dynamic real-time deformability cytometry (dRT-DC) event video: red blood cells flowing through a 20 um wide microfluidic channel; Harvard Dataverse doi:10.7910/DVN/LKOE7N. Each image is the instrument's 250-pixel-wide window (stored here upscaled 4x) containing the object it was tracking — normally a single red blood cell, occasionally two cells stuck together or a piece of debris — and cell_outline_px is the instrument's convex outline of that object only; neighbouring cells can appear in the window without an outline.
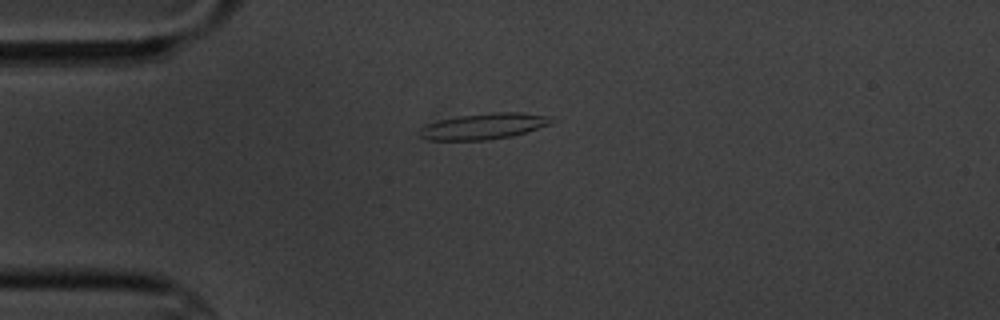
{"species": "common noctule bat (a hibernating species)", "species_latin": "Nyctalus noctula", "temperature_condition": "cold", "stored_images_in_passage": 6, "camera_frame_rate_fps": 3000, "um_per_image_px": 0.085, "animal": {"sex": "male", "body_mass_g": 20.1, "forearm_length_mm": 53.5}, "frame": {"image": 1, "passage_image": 1, "time_ms": 0.0, "image_size_px": [1000, 320], "cell_outline_px": [[552, 124], [512, 136], [484, 140], [428, 140], [416, 136], [416, 132], [420, 128], [428, 124], [440, 120], [460, 116], [492, 112], [520, 112], [548, 116], [552, 120]], "centroid_in_image_um": [41.07, 10.74], "position_along_channel_um": 43.9, "area_um2": 19.94}}
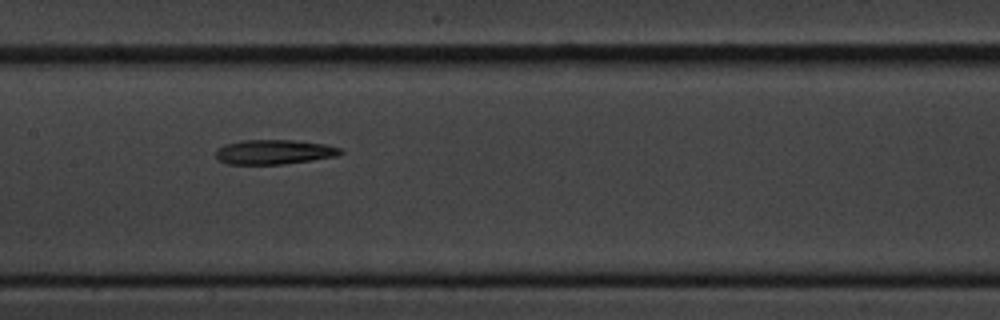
{"frame": {"image": 2, "passage_image": 5, "time_ms": 4.667, "image_size_px": [1000, 320], "cell_outline_px": [[344, 152], [336, 156], [312, 160], [284, 164], [228, 164], [220, 160], [216, 156], [216, 148], [224, 144], [240, 140], [292, 140], [324, 144], [340, 148]], "centroid_in_image_um": [23.27, 12.91], "position_along_channel_um": 184.1, "area_um2": 17.86}}
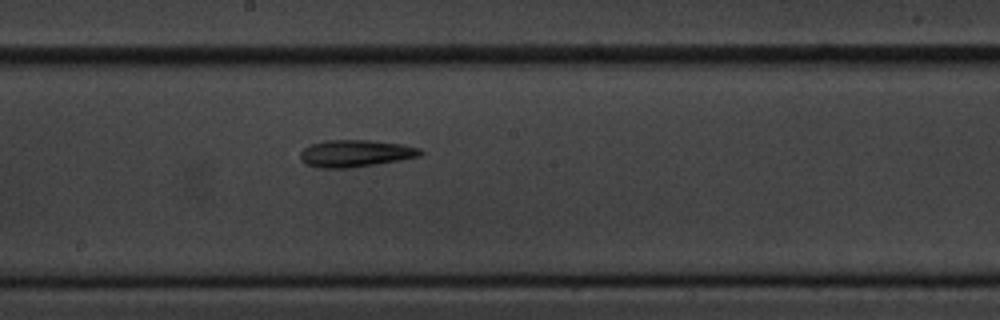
{"frame": {"image": 3, "passage_image": 6, "time_ms": 5.667, "image_size_px": [1000, 320], "cell_outline_px": [[424, 152], [420, 156], [400, 160], [352, 168], [316, 168], [304, 164], [300, 160], [300, 152], [308, 144], [324, 140], [372, 140], [404, 144], [420, 148]], "centroid_in_image_um": [30.18, 13.04], "position_along_channel_um": 218.0, "area_um2": 19.36}}